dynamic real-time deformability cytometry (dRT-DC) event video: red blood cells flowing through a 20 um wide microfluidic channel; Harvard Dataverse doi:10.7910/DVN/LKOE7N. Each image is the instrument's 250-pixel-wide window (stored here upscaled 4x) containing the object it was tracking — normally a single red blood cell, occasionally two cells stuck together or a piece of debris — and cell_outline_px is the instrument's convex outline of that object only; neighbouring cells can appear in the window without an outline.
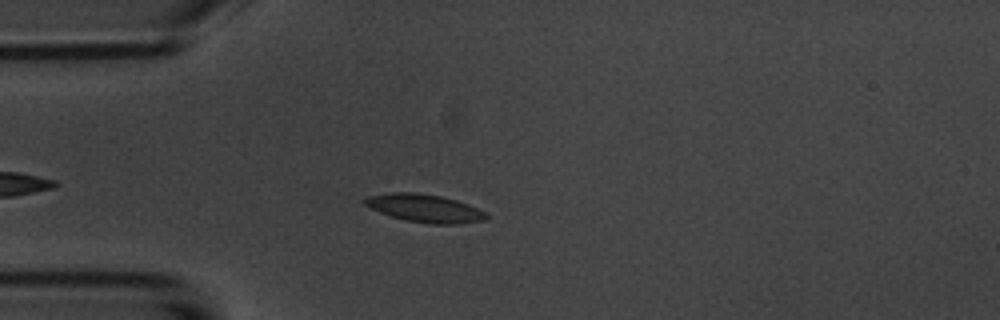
{"species": "common noctule bat (a hibernating species)", "species_latin": "Nyctalus noctula", "temperature_condition": "room temperature", "stored_images_in_passage": 6, "camera_frame_rate_fps": 3000, "um_per_image_px": 0.085, "animal": {"sex": "male", "body_mass_g": 20.1, "forearm_length_mm": 53.5}, "frame": {"image": 1, "passage_image": 5, "time_ms": 4.667, "image_size_px": [1000, 320], "cell_outline_px": [[488, 216], [484, 220], [456, 224], [428, 224], [404, 220], [380, 212], [364, 204], [364, 200], [368, 196], [392, 192], [416, 192], [440, 196], [456, 200], [468, 204], [484, 212]], "centroid_in_image_um": [36.09, 17.7], "position_along_channel_um": 48.9, "area_um2": 19.59}}